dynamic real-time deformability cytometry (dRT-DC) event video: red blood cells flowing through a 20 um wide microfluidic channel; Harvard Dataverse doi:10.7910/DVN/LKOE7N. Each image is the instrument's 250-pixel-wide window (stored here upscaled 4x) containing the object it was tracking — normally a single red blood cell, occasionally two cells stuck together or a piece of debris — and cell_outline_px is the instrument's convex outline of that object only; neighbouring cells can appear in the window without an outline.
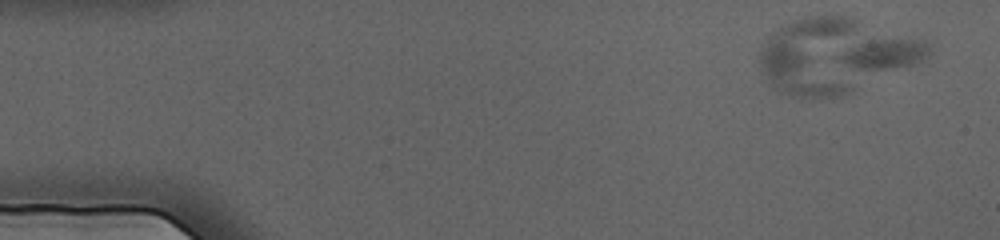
{"species": "human", "species_latin": "Homo sapiens", "temperature_condition": "cold", "stored_images_in_passage": 56, "camera_frame_rate_fps": 3000, "um_per_image_px": 0.085, "donor": {"sex": "female"}, "frame": {"image": 1, "passage_image": 3, "time_ms": 0.667, "image_size_px": [1000, 240], "cell_outline_px": [[932, 52], [924, 60], [908, 68], [848, 92], [836, 96], [792, 96], [776, 92], [772, 88], [760, 72], [756, 60], [760, 44], [772, 32], [784, 24], [804, 16], [840, 16], [924, 40], [928, 44]], "centroid_in_image_um": [70.9, 4.73], "position_along_channel_um": 14.1, "area_um2": 72.42}}